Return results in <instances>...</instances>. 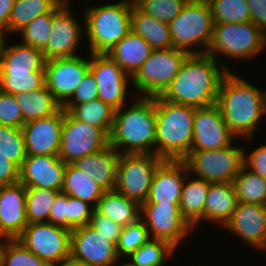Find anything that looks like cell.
Wrapping results in <instances>:
<instances>
[{"label":"cell","mask_w":266,"mask_h":266,"mask_svg":"<svg viewBox=\"0 0 266 266\" xmlns=\"http://www.w3.org/2000/svg\"><path fill=\"white\" fill-rule=\"evenodd\" d=\"M98 98V84L90 71L83 77L71 98L64 105H79Z\"/></svg>","instance_id":"47"},{"label":"cell","mask_w":266,"mask_h":266,"mask_svg":"<svg viewBox=\"0 0 266 266\" xmlns=\"http://www.w3.org/2000/svg\"><path fill=\"white\" fill-rule=\"evenodd\" d=\"M75 119L102 129L108 136L113 127L114 109L97 98L79 105H63Z\"/></svg>","instance_id":"33"},{"label":"cell","mask_w":266,"mask_h":266,"mask_svg":"<svg viewBox=\"0 0 266 266\" xmlns=\"http://www.w3.org/2000/svg\"><path fill=\"white\" fill-rule=\"evenodd\" d=\"M243 159L247 169L266 178V143L253 149L248 155L244 150Z\"/></svg>","instance_id":"49"},{"label":"cell","mask_w":266,"mask_h":266,"mask_svg":"<svg viewBox=\"0 0 266 266\" xmlns=\"http://www.w3.org/2000/svg\"><path fill=\"white\" fill-rule=\"evenodd\" d=\"M238 204L232 182L210 183L204 206V222L217 223L220 228L231 218Z\"/></svg>","instance_id":"27"},{"label":"cell","mask_w":266,"mask_h":266,"mask_svg":"<svg viewBox=\"0 0 266 266\" xmlns=\"http://www.w3.org/2000/svg\"><path fill=\"white\" fill-rule=\"evenodd\" d=\"M7 38L0 43V73L45 72L43 51L30 45L16 43L8 45Z\"/></svg>","instance_id":"25"},{"label":"cell","mask_w":266,"mask_h":266,"mask_svg":"<svg viewBox=\"0 0 266 266\" xmlns=\"http://www.w3.org/2000/svg\"><path fill=\"white\" fill-rule=\"evenodd\" d=\"M89 68L90 57L86 59L81 55L46 60V87L61 106L71 98Z\"/></svg>","instance_id":"16"},{"label":"cell","mask_w":266,"mask_h":266,"mask_svg":"<svg viewBox=\"0 0 266 266\" xmlns=\"http://www.w3.org/2000/svg\"><path fill=\"white\" fill-rule=\"evenodd\" d=\"M70 259L92 266H115L122 262L116 244L90 224L71 230Z\"/></svg>","instance_id":"15"},{"label":"cell","mask_w":266,"mask_h":266,"mask_svg":"<svg viewBox=\"0 0 266 266\" xmlns=\"http://www.w3.org/2000/svg\"><path fill=\"white\" fill-rule=\"evenodd\" d=\"M8 240H9L8 237L0 235V266H2V254Z\"/></svg>","instance_id":"54"},{"label":"cell","mask_w":266,"mask_h":266,"mask_svg":"<svg viewBox=\"0 0 266 266\" xmlns=\"http://www.w3.org/2000/svg\"><path fill=\"white\" fill-rule=\"evenodd\" d=\"M0 124L22 128L25 124L23 116L14 95L0 90Z\"/></svg>","instance_id":"46"},{"label":"cell","mask_w":266,"mask_h":266,"mask_svg":"<svg viewBox=\"0 0 266 266\" xmlns=\"http://www.w3.org/2000/svg\"><path fill=\"white\" fill-rule=\"evenodd\" d=\"M2 266H50L16 239H9L2 254Z\"/></svg>","instance_id":"44"},{"label":"cell","mask_w":266,"mask_h":266,"mask_svg":"<svg viewBox=\"0 0 266 266\" xmlns=\"http://www.w3.org/2000/svg\"><path fill=\"white\" fill-rule=\"evenodd\" d=\"M64 109L56 114L26 122L22 129L27 156H58L61 147Z\"/></svg>","instance_id":"19"},{"label":"cell","mask_w":266,"mask_h":266,"mask_svg":"<svg viewBox=\"0 0 266 266\" xmlns=\"http://www.w3.org/2000/svg\"><path fill=\"white\" fill-rule=\"evenodd\" d=\"M233 145L216 150L190 151L183 160L189 174L211 183L233 182L244 165V148Z\"/></svg>","instance_id":"11"},{"label":"cell","mask_w":266,"mask_h":266,"mask_svg":"<svg viewBox=\"0 0 266 266\" xmlns=\"http://www.w3.org/2000/svg\"><path fill=\"white\" fill-rule=\"evenodd\" d=\"M45 85V72L0 73V90L4 93H26Z\"/></svg>","instance_id":"39"},{"label":"cell","mask_w":266,"mask_h":266,"mask_svg":"<svg viewBox=\"0 0 266 266\" xmlns=\"http://www.w3.org/2000/svg\"><path fill=\"white\" fill-rule=\"evenodd\" d=\"M218 61L208 53L188 54L179 72L160 96L172 103L195 108L215 104L221 82L231 71Z\"/></svg>","instance_id":"1"},{"label":"cell","mask_w":266,"mask_h":266,"mask_svg":"<svg viewBox=\"0 0 266 266\" xmlns=\"http://www.w3.org/2000/svg\"><path fill=\"white\" fill-rule=\"evenodd\" d=\"M188 173L181 193L179 209L182 217L190 224L193 230L204 221V206L210 183L204 179L194 177L189 180Z\"/></svg>","instance_id":"28"},{"label":"cell","mask_w":266,"mask_h":266,"mask_svg":"<svg viewBox=\"0 0 266 266\" xmlns=\"http://www.w3.org/2000/svg\"><path fill=\"white\" fill-rule=\"evenodd\" d=\"M150 239L146 224L141 218L123 227L116 244L118 256L124 260Z\"/></svg>","instance_id":"41"},{"label":"cell","mask_w":266,"mask_h":266,"mask_svg":"<svg viewBox=\"0 0 266 266\" xmlns=\"http://www.w3.org/2000/svg\"><path fill=\"white\" fill-rule=\"evenodd\" d=\"M62 266H92V265L81 263V262H77V261H75L73 259H69Z\"/></svg>","instance_id":"55"},{"label":"cell","mask_w":266,"mask_h":266,"mask_svg":"<svg viewBox=\"0 0 266 266\" xmlns=\"http://www.w3.org/2000/svg\"><path fill=\"white\" fill-rule=\"evenodd\" d=\"M168 26L174 48L189 54L207 53L214 29L207 1L188 2Z\"/></svg>","instance_id":"6"},{"label":"cell","mask_w":266,"mask_h":266,"mask_svg":"<svg viewBox=\"0 0 266 266\" xmlns=\"http://www.w3.org/2000/svg\"><path fill=\"white\" fill-rule=\"evenodd\" d=\"M67 163L58 156H26L19 169V182L26 188H44L61 192Z\"/></svg>","instance_id":"21"},{"label":"cell","mask_w":266,"mask_h":266,"mask_svg":"<svg viewBox=\"0 0 266 266\" xmlns=\"http://www.w3.org/2000/svg\"><path fill=\"white\" fill-rule=\"evenodd\" d=\"M109 145V136L100 128L75 119L64 110L61 147L58 157L65 163L93 154Z\"/></svg>","instance_id":"12"},{"label":"cell","mask_w":266,"mask_h":266,"mask_svg":"<svg viewBox=\"0 0 266 266\" xmlns=\"http://www.w3.org/2000/svg\"><path fill=\"white\" fill-rule=\"evenodd\" d=\"M266 33L251 21L214 24L207 53L217 60V54L234 60H253L265 50ZM220 54V55H219Z\"/></svg>","instance_id":"7"},{"label":"cell","mask_w":266,"mask_h":266,"mask_svg":"<svg viewBox=\"0 0 266 266\" xmlns=\"http://www.w3.org/2000/svg\"><path fill=\"white\" fill-rule=\"evenodd\" d=\"M187 2H203V1H207V0H186Z\"/></svg>","instance_id":"59"},{"label":"cell","mask_w":266,"mask_h":266,"mask_svg":"<svg viewBox=\"0 0 266 266\" xmlns=\"http://www.w3.org/2000/svg\"><path fill=\"white\" fill-rule=\"evenodd\" d=\"M19 167L0 153V186L19 182Z\"/></svg>","instance_id":"51"},{"label":"cell","mask_w":266,"mask_h":266,"mask_svg":"<svg viewBox=\"0 0 266 266\" xmlns=\"http://www.w3.org/2000/svg\"><path fill=\"white\" fill-rule=\"evenodd\" d=\"M119 264H120V265H119ZM115 266H134V265H132V264H131L130 262H128V261H127V262L125 261V263H124V261H123V263H119V262H118Z\"/></svg>","instance_id":"56"},{"label":"cell","mask_w":266,"mask_h":266,"mask_svg":"<svg viewBox=\"0 0 266 266\" xmlns=\"http://www.w3.org/2000/svg\"><path fill=\"white\" fill-rule=\"evenodd\" d=\"M140 218L151 239L162 240L177 250L193 228L182 217L179 204H142Z\"/></svg>","instance_id":"13"},{"label":"cell","mask_w":266,"mask_h":266,"mask_svg":"<svg viewBox=\"0 0 266 266\" xmlns=\"http://www.w3.org/2000/svg\"><path fill=\"white\" fill-rule=\"evenodd\" d=\"M27 225L26 187L20 182L0 186V235L16 239Z\"/></svg>","instance_id":"23"},{"label":"cell","mask_w":266,"mask_h":266,"mask_svg":"<svg viewBox=\"0 0 266 266\" xmlns=\"http://www.w3.org/2000/svg\"><path fill=\"white\" fill-rule=\"evenodd\" d=\"M131 30L144 38L153 50L173 48L168 24L143 13L134 4L131 12Z\"/></svg>","instance_id":"29"},{"label":"cell","mask_w":266,"mask_h":266,"mask_svg":"<svg viewBox=\"0 0 266 266\" xmlns=\"http://www.w3.org/2000/svg\"><path fill=\"white\" fill-rule=\"evenodd\" d=\"M51 28L52 12L40 15L17 32L23 38L20 43L43 50L51 37Z\"/></svg>","instance_id":"42"},{"label":"cell","mask_w":266,"mask_h":266,"mask_svg":"<svg viewBox=\"0 0 266 266\" xmlns=\"http://www.w3.org/2000/svg\"><path fill=\"white\" fill-rule=\"evenodd\" d=\"M60 0H15L8 23V34L17 33L36 17L53 12Z\"/></svg>","instance_id":"34"},{"label":"cell","mask_w":266,"mask_h":266,"mask_svg":"<svg viewBox=\"0 0 266 266\" xmlns=\"http://www.w3.org/2000/svg\"><path fill=\"white\" fill-rule=\"evenodd\" d=\"M133 0L90 6L81 16L90 53L106 54L131 31Z\"/></svg>","instance_id":"5"},{"label":"cell","mask_w":266,"mask_h":266,"mask_svg":"<svg viewBox=\"0 0 266 266\" xmlns=\"http://www.w3.org/2000/svg\"><path fill=\"white\" fill-rule=\"evenodd\" d=\"M60 191L44 188H26V220L30 223L49 222L55 197Z\"/></svg>","instance_id":"36"},{"label":"cell","mask_w":266,"mask_h":266,"mask_svg":"<svg viewBox=\"0 0 266 266\" xmlns=\"http://www.w3.org/2000/svg\"><path fill=\"white\" fill-rule=\"evenodd\" d=\"M16 240L50 266H62L70 259L71 230L65 227L30 223Z\"/></svg>","instance_id":"10"},{"label":"cell","mask_w":266,"mask_h":266,"mask_svg":"<svg viewBox=\"0 0 266 266\" xmlns=\"http://www.w3.org/2000/svg\"><path fill=\"white\" fill-rule=\"evenodd\" d=\"M236 138L223 119L216 103L196 108L190 151L226 148L232 145Z\"/></svg>","instance_id":"17"},{"label":"cell","mask_w":266,"mask_h":266,"mask_svg":"<svg viewBox=\"0 0 266 266\" xmlns=\"http://www.w3.org/2000/svg\"><path fill=\"white\" fill-rule=\"evenodd\" d=\"M195 107L175 104L156 96V155L183 161L193 138Z\"/></svg>","instance_id":"4"},{"label":"cell","mask_w":266,"mask_h":266,"mask_svg":"<svg viewBox=\"0 0 266 266\" xmlns=\"http://www.w3.org/2000/svg\"><path fill=\"white\" fill-rule=\"evenodd\" d=\"M264 115H266V90L264 95Z\"/></svg>","instance_id":"58"},{"label":"cell","mask_w":266,"mask_h":266,"mask_svg":"<svg viewBox=\"0 0 266 266\" xmlns=\"http://www.w3.org/2000/svg\"><path fill=\"white\" fill-rule=\"evenodd\" d=\"M152 51L151 45L131 30L106 54L132 77Z\"/></svg>","instance_id":"26"},{"label":"cell","mask_w":266,"mask_h":266,"mask_svg":"<svg viewBox=\"0 0 266 266\" xmlns=\"http://www.w3.org/2000/svg\"><path fill=\"white\" fill-rule=\"evenodd\" d=\"M69 0H60V3L62 4V5H64V6H70L69 4V2H68Z\"/></svg>","instance_id":"57"},{"label":"cell","mask_w":266,"mask_h":266,"mask_svg":"<svg viewBox=\"0 0 266 266\" xmlns=\"http://www.w3.org/2000/svg\"><path fill=\"white\" fill-rule=\"evenodd\" d=\"M70 8L60 4L52 12L51 37L42 50L45 60L78 55L77 50L84 37V30Z\"/></svg>","instance_id":"18"},{"label":"cell","mask_w":266,"mask_h":266,"mask_svg":"<svg viewBox=\"0 0 266 266\" xmlns=\"http://www.w3.org/2000/svg\"><path fill=\"white\" fill-rule=\"evenodd\" d=\"M214 24L250 21L247 0H207Z\"/></svg>","instance_id":"38"},{"label":"cell","mask_w":266,"mask_h":266,"mask_svg":"<svg viewBox=\"0 0 266 266\" xmlns=\"http://www.w3.org/2000/svg\"><path fill=\"white\" fill-rule=\"evenodd\" d=\"M232 183L238 202L266 205V178L243 165Z\"/></svg>","instance_id":"35"},{"label":"cell","mask_w":266,"mask_h":266,"mask_svg":"<svg viewBox=\"0 0 266 266\" xmlns=\"http://www.w3.org/2000/svg\"><path fill=\"white\" fill-rule=\"evenodd\" d=\"M93 228L108 237V240L117 244L123 227L95 210L89 223Z\"/></svg>","instance_id":"48"},{"label":"cell","mask_w":266,"mask_h":266,"mask_svg":"<svg viewBox=\"0 0 266 266\" xmlns=\"http://www.w3.org/2000/svg\"><path fill=\"white\" fill-rule=\"evenodd\" d=\"M250 21L266 33V0H247Z\"/></svg>","instance_id":"52"},{"label":"cell","mask_w":266,"mask_h":266,"mask_svg":"<svg viewBox=\"0 0 266 266\" xmlns=\"http://www.w3.org/2000/svg\"><path fill=\"white\" fill-rule=\"evenodd\" d=\"M89 55V71L98 84V98L114 110L129 103L126 100L129 95L127 89L131 76L107 54L90 53Z\"/></svg>","instance_id":"14"},{"label":"cell","mask_w":266,"mask_h":266,"mask_svg":"<svg viewBox=\"0 0 266 266\" xmlns=\"http://www.w3.org/2000/svg\"><path fill=\"white\" fill-rule=\"evenodd\" d=\"M163 161L155 154H120L114 190L141 206L147 201L154 173Z\"/></svg>","instance_id":"9"},{"label":"cell","mask_w":266,"mask_h":266,"mask_svg":"<svg viewBox=\"0 0 266 266\" xmlns=\"http://www.w3.org/2000/svg\"><path fill=\"white\" fill-rule=\"evenodd\" d=\"M189 53L179 48L153 50L148 59L131 77L133 94L154 97L161 95L171 84L173 78ZM138 92V93H137Z\"/></svg>","instance_id":"8"},{"label":"cell","mask_w":266,"mask_h":266,"mask_svg":"<svg viewBox=\"0 0 266 266\" xmlns=\"http://www.w3.org/2000/svg\"><path fill=\"white\" fill-rule=\"evenodd\" d=\"M265 91L229 71L223 78L216 104L230 131L238 138L253 140L264 115Z\"/></svg>","instance_id":"2"},{"label":"cell","mask_w":266,"mask_h":266,"mask_svg":"<svg viewBox=\"0 0 266 266\" xmlns=\"http://www.w3.org/2000/svg\"><path fill=\"white\" fill-rule=\"evenodd\" d=\"M61 192L87 202L95 208L106 191L94 182L89 175L83 173L72 163H67Z\"/></svg>","instance_id":"32"},{"label":"cell","mask_w":266,"mask_h":266,"mask_svg":"<svg viewBox=\"0 0 266 266\" xmlns=\"http://www.w3.org/2000/svg\"><path fill=\"white\" fill-rule=\"evenodd\" d=\"M246 244L259 250L266 248V205L238 202L231 218L222 227Z\"/></svg>","instance_id":"20"},{"label":"cell","mask_w":266,"mask_h":266,"mask_svg":"<svg viewBox=\"0 0 266 266\" xmlns=\"http://www.w3.org/2000/svg\"><path fill=\"white\" fill-rule=\"evenodd\" d=\"M175 252L176 249L169 243L150 238L126 258L134 266H165L166 259L175 255Z\"/></svg>","instance_id":"37"},{"label":"cell","mask_w":266,"mask_h":266,"mask_svg":"<svg viewBox=\"0 0 266 266\" xmlns=\"http://www.w3.org/2000/svg\"><path fill=\"white\" fill-rule=\"evenodd\" d=\"M49 223L67 228V194L59 192L49 214Z\"/></svg>","instance_id":"50"},{"label":"cell","mask_w":266,"mask_h":266,"mask_svg":"<svg viewBox=\"0 0 266 266\" xmlns=\"http://www.w3.org/2000/svg\"><path fill=\"white\" fill-rule=\"evenodd\" d=\"M95 211L125 227L140 218L141 206L113 190L103 194L95 206Z\"/></svg>","instance_id":"30"},{"label":"cell","mask_w":266,"mask_h":266,"mask_svg":"<svg viewBox=\"0 0 266 266\" xmlns=\"http://www.w3.org/2000/svg\"><path fill=\"white\" fill-rule=\"evenodd\" d=\"M0 153L19 168L22 166L27 153L21 128L0 124Z\"/></svg>","instance_id":"40"},{"label":"cell","mask_w":266,"mask_h":266,"mask_svg":"<svg viewBox=\"0 0 266 266\" xmlns=\"http://www.w3.org/2000/svg\"><path fill=\"white\" fill-rule=\"evenodd\" d=\"M94 210L91 204L67 195V229L89 224Z\"/></svg>","instance_id":"45"},{"label":"cell","mask_w":266,"mask_h":266,"mask_svg":"<svg viewBox=\"0 0 266 266\" xmlns=\"http://www.w3.org/2000/svg\"><path fill=\"white\" fill-rule=\"evenodd\" d=\"M119 157L118 151L109 144L100 151L76 159L72 164L89 175L105 191H113Z\"/></svg>","instance_id":"24"},{"label":"cell","mask_w":266,"mask_h":266,"mask_svg":"<svg viewBox=\"0 0 266 266\" xmlns=\"http://www.w3.org/2000/svg\"><path fill=\"white\" fill-rule=\"evenodd\" d=\"M143 13L169 24L188 3L186 0H133Z\"/></svg>","instance_id":"43"},{"label":"cell","mask_w":266,"mask_h":266,"mask_svg":"<svg viewBox=\"0 0 266 266\" xmlns=\"http://www.w3.org/2000/svg\"><path fill=\"white\" fill-rule=\"evenodd\" d=\"M14 98L20 107L24 123L50 117L62 108L46 85L26 93L14 94Z\"/></svg>","instance_id":"31"},{"label":"cell","mask_w":266,"mask_h":266,"mask_svg":"<svg viewBox=\"0 0 266 266\" xmlns=\"http://www.w3.org/2000/svg\"><path fill=\"white\" fill-rule=\"evenodd\" d=\"M134 97L129 107L114 111L109 144L119 154L156 155V96Z\"/></svg>","instance_id":"3"},{"label":"cell","mask_w":266,"mask_h":266,"mask_svg":"<svg viewBox=\"0 0 266 266\" xmlns=\"http://www.w3.org/2000/svg\"><path fill=\"white\" fill-rule=\"evenodd\" d=\"M15 0H0V35L8 36V23Z\"/></svg>","instance_id":"53"},{"label":"cell","mask_w":266,"mask_h":266,"mask_svg":"<svg viewBox=\"0 0 266 266\" xmlns=\"http://www.w3.org/2000/svg\"><path fill=\"white\" fill-rule=\"evenodd\" d=\"M188 173L184 161L164 160L154 173L150 192L144 204H179Z\"/></svg>","instance_id":"22"}]
</instances>
